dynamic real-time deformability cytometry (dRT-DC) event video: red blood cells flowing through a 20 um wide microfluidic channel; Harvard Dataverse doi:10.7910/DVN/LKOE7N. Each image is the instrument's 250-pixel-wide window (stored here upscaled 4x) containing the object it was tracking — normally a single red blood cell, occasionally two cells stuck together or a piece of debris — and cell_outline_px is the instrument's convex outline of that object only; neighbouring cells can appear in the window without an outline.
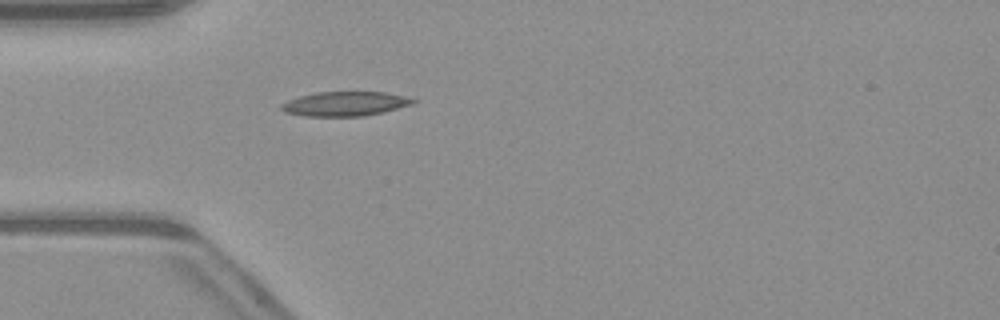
{"species": "common noctule bat (a hibernating species)", "species_latin": "Nyctalus noctula", "temperature_condition": "warm", "stored_images_in_passage": 4, "camera_frame_rate_fps": 3000, "um_per_image_px": 0.085, "animal": {"sex": "male", "body_mass_g": 23.1, "forearm_length_mm": 52.7}, "frame": {"image": 1, "passage_image": 4, "time_ms": 3.667, "image_size_px": [1000, 320], "cell_outline_px": [[416, 100], [412, 104], [364, 116], [304, 116], [284, 112], [280, 108], [280, 104], [288, 100], [300, 96], [316, 92], [384, 92], [404, 96]], "centroid_in_image_um": [29.26, 8.82], "position_along_channel_um": 55.7, "area_um2": 18.5}}